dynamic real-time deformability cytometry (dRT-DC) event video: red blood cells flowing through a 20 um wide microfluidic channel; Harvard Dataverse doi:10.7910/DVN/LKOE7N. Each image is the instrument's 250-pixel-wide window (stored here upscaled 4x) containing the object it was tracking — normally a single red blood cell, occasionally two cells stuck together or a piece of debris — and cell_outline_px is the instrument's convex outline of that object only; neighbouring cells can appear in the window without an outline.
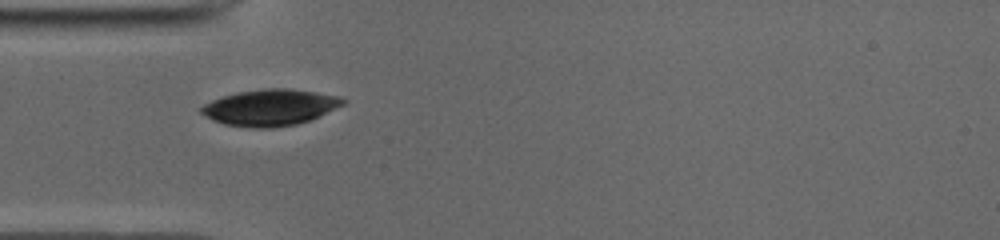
{"species": "common noctule bat (a hibernating species)", "species_latin": "Nyctalus noctula", "temperature_condition": "cold", "stored_images_in_passage": 40, "camera_frame_rate_fps": 3000, "um_per_image_px": 0.085, "animal": {"sex": "male", "body_mass_g": 19.0, "forearm_length_mm": 50.8}, "frame": {"image": 1, "passage_image": 1, "time_ms": 0.0, "image_size_px": [1000, 240], "cell_outline_px": [[348, 100], [344, 104], [312, 120], [296, 124], [272, 128], [252, 128], [224, 124], [212, 120], [200, 112], [200, 108], [204, 104], [212, 100], [236, 92], [264, 88], [292, 88], [340, 96]], "centroid_in_image_um": [22.99, 9.13], "position_along_channel_um": 62.0, "area_um2": 30.23}}
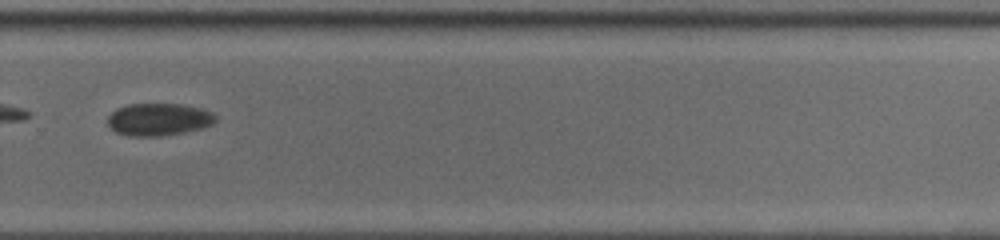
{"frame": {"image": 2, "passage_image": 22, "time_ms": 7.0, "image_size_px": [1000, 240], "cell_outline_px": [[216, 120], [212, 124], [200, 128], [184, 132], [160, 136], [128, 136], [116, 132], [108, 124], [108, 116], [116, 108], [128, 104], [180, 104], [200, 108], [212, 112], [216, 116]], "centroid_in_image_um": [13.47, 10.15], "position_along_channel_um": 316.3, "area_um2": 20.29}}
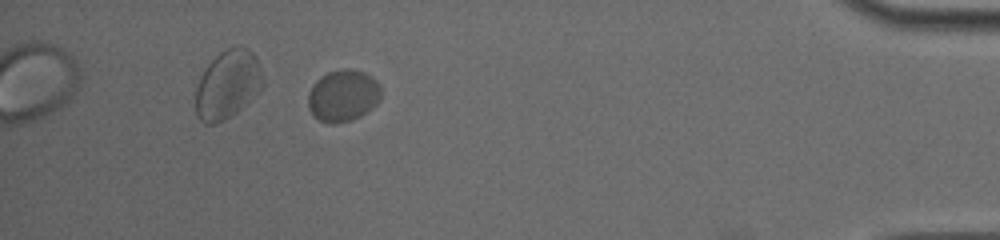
{"frame": {"image": 3, "passage_image": 34, "time_ms": 11.0, "image_size_px": [1000, 240], "cell_outline_px": [[380, 100], [372, 108], [360, 116], [336, 124], [328, 124], [320, 120], [308, 108], [308, 92], [312, 84], [320, 76], [328, 72], [344, 68], [348, 68], [364, 72], [376, 80], [380, 84]], "centroid_in_image_um": [29.15, 8.11], "position_along_channel_um": 406.1, "area_um2": 22.08}}